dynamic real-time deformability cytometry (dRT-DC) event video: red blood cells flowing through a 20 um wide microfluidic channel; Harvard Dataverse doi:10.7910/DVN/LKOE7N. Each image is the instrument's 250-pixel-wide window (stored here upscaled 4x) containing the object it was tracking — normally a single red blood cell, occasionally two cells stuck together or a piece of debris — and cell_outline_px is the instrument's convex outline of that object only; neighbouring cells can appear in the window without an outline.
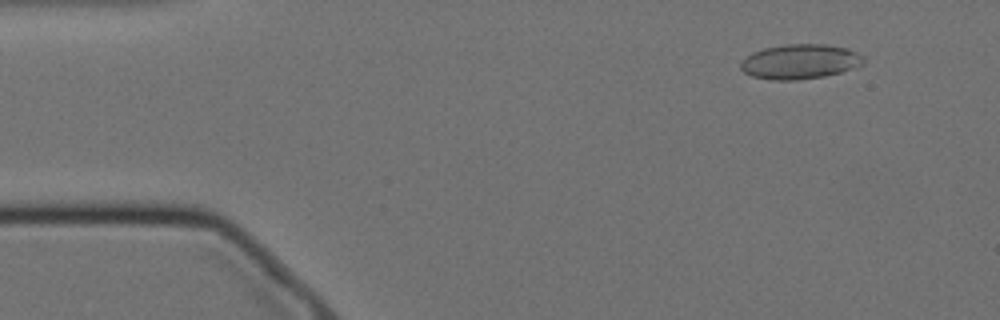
{"species": "Egyptian fruit bat (a non-hibernating species)", "species_latin": "Rousettus aegyptiacus", "temperature_condition": "cold", "stored_images_in_passage": 57, "camera_frame_rate_fps": 3000, "um_per_image_px": 0.085, "animal": {"sex": "female"}, "frame": {"image": 1, "passage_image": 5, "time_ms": 1.333, "image_size_px": [1000, 320], "cell_outline_px": [[864, 64], [856, 68], [824, 76], [796, 80], [772, 80], [752, 76], [744, 72], [740, 68], [740, 60], [752, 52], [764, 48], [784, 44], [824, 44], [848, 48], [864, 56]], "centroid_in_image_um": [68.0, 5.23], "position_along_channel_um": 17.0, "area_um2": 25.14}}
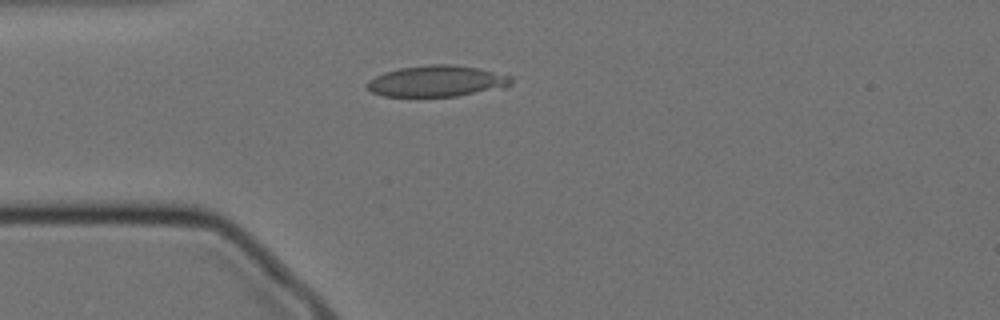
{"frame": {"image": 2, "passage_image": 14, "time_ms": 4.333, "image_size_px": [1000, 320], "cell_outline_px": [[512, 84], [504, 88], [456, 96], [384, 96], [372, 92], [368, 88], [368, 80], [384, 72], [400, 68], [428, 64], [452, 64], [480, 68], [512, 76]], "centroid_in_image_um": [37.18, 6.89], "position_along_channel_um": 47.8, "area_um2": 26.24}}